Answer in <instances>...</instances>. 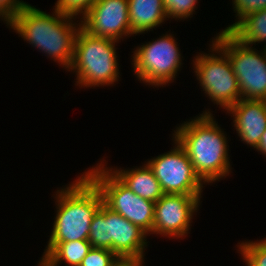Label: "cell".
Listing matches in <instances>:
<instances>
[{
  "instance_id": "cell-1",
  "label": "cell",
  "mask_w": 266,
  "mask_h": 266,
  "mask_svg": "<svg viewBox=\"0 0 266 266\" xmlns=\"http://www.w3.org/2000/svg\"><path fill=\"white\" fill-rule=\"evenodd\" d=\"M172 135L190 158L195 174L204 184L209 185L229 176L232 168L227 135L209 109L194 119L184 121Z\"/></svg>"
},
{
  "instance_id": "cell-2",
  "label": "cell",
  "mask_w": 266,
  "mask_h": 266,
  "mask_svg": "<svg viewBox=\"0 0 266 266\" xmlns=\"http://www.w3.org/2000/svg\"><path fill=\"white\" fill-rule=\"evenodd\" d=\"M54 9L50 15L30 4L23 7L7 24L16 34L33 47L41 50L66 70L69 69L81 20Z\"/></svg>"
},
{
  "instance_id": "cell-3",
  "label": "cell",
  "mask_w": 266,
  "mask_h": 266,
  "mask_svg": "<svg viewBox=\"0 0 266 266\" xmlns=\"http://www.w3.org/2000/svg\"><path fill=\"white\" fill-rule=\"evenodd\" d=\"M55 193L56 215L48 242L88 240L91 220L103 204L101 192L84 174Z\"/></svg>"
},
{
  "instance_id": "cell-4",
  "label": "cell",
  "mask_w": 266,
  "mask_h": 266,
  "mask_svg": "<svg viewBox=\"0 0 266 266\" xmlns=\"http://www.w3.org/2000/svg\"><path fill=\"white\" fill-rule=\"evenodd\" d=\"M118 41L95 37L82 27L77 33L72 63L67 71L75 73V85L99 87L114 85L119 80Z\"/></svg>"
},
{
  "instance_id": "cell-5",
  "label": "cell",
  "mask_w": 266,
  "mask_h": 266,
  "mask_svg": "<svg viewBox=\"0 0 266 266\" xmlns=\"http://www.w3.org/2000/svg\"><path fill=\"white\" fill-rule=\"evenodd\" d=\"M105 166L106 162L104 164L101 160L84 174L99 189L106 207L150 236L154 223L155 203L133 193Z\"/></svg>"
},
{
  "instance_id": "cell-6",
  "label": "cell",
  "mask_w": 266,
  "mask_h": 266,
  "mask_svg": "<svg viewBox=\"0 0 266 266\" xmlns=\"http://www.w3.org/2000/svg\"><path fill=\"white\" fill-rule=\"evenodd\" d=\"M228 56L237 77L241 99L266 100V50L241 43L230 32L212 39Z\"/></svg>"
},
{
  "instance_id": "cell-7",
  "label": "cell",
  "mask_w": 266,
  "mask_h": 266,
  "mask_svg": "<svg viewBox=\"0 0 266 266\" xmlns=\"http://www.w3.org/2000/svg\"><path fill=\"white\" fill-rule=\"evenodd\" d=\"M209 51L194 57L193 70L205 96L227 111L241 99L239 83L228 56L213 40Z\"/></svg>"
},
{
  "instance_id": "cell-8",
  "label": "cell",
  "mask_w": 266,
  "mask_h": 266,
  "mask_svg": "<svg viewBox=\"0 0 266 266\" xmlns=\"http://www.w3.org/2000/svg\"><path fill=\"white\" fill-rule=\"evenodd\" d=\"M174 34L166 33L144 43L133 51L132 67L140 82L160 87L176 79L182 66V54Z\"/></svg>"
},
{
  "instance_id": "cell-9",
  "label": "cell",
  "mask_w": 266,
  "mask_h": 266,
  "mask_svg": "<svg viewBox=\"0 0 266 266\" xmlns=\"http://www.w3.org/2000/svg\"><path fill=\"white\" fill-rule=\"evenodd\" d=\"M175 145L147 163L153 170L164 194L201 195L204 183L195 174L190 158L172 138Z\"/></svg>"
},
{
  "instance_id": "cell-10",
  "label": "cell",
  "mask_w": 266,
  "mask_h": 266,
  "mask_svg": "<svg viewBox=\"0 0 266 266\" xmlns=\"http://www.w3.org/2000/svg\"><path fill=\"white\" fill-rule=\"evenodd\" d=\"M201 198V195L164 194L155 202L151 234L172 239L185 238L190 233Z\"/></svg>"
},
{
  "instance_id": "cell-11",
  "label": "cell",
  "mask_w": 266,
  "mask_h": 266,
  "mask_svg": "<svg viewBox=\"0 0 266 266\" xmlns=\"http://www.w3.org/2000/svg\"><path fill=\"white\" fill-rule=\"evenodd\" d=\"M80 20L82 28L95 37L119 42L134 35L129 23L128 0H97Z\"/></svg>"
},
{
  "instance_id": "cell-12",
  "label": "cell",
  "mask_w": 266,
  "mask_h": 266,
  "mask_svg": "<svg viewBox=\"0 0 266 266\" xmlns=\"http://www.w3.org/2000/svg\"><path fill=\"white\" fill-rule=\"evenodd\" d=\"M109 250L122 261H145L147 234L120 214L108 208Z\"/></svg>"
},
{
  "instance_id": "cell-13",
  "label": "cell",
  "mask_w": 266,
  "mask_h": 266,
  "mask_svg": "<svg viewBox=\"0 0 266 266\" xmlns=\"http://www.w3.org/2000/svg\"><path fill=\"white\" fill-rule=\"evenodd\" d=\"M226 113L234 117L233 126L241 141L256 149L266 131V100L240 99Z\"/></svg>"
},
{
  "instance_id": "cell-14",
  "label": "cell",
  "mask_w": 266,
  "mask_h": 266,
  "mask_svg": "<svg viewBox=\"0 0 266 266\" xmlns=\"http://www.w3.org/2000/svg\"><path fill=\"white\" fill-rule=\"evenodd\" d=\"M109 170L133 193L144 199L155 203L164 195L159 181L147 162L142 167L132 169L109 167Z\"/></svg>"
},
{
  "instance_id": "cell-15",
  "label": "cell",
  "mask_w": 266,
  "mask_h": 266,
  "mask_svg": "<svg viewBox=\"0 0 266 266\" xmlns=\"http://www.w3.org/2000/svg\"><path fill=\"white\" fill-rule=\"evenodd\" d=\"M128 13L131 32L135 35L148 33L167 19L163 0H128Z\"/></svg>"
},
{
  "instance_id": "cell-16",
  "label": "cell",
  "mask_w": 266,
  "mask_h": 266,
  "mask_svg": "<svg viewBox=\"0 0 266 266\" xmlns=\"http://www.w3.org/2000/svg\"><path fill=\"white\" fill-rule=\"evenodd\" d=\"M38 266H79L92 248L88 240L48 242ZM64 261V262H63Z\"/></svg>"
},
{
  "instance_id": "cell-17",
  "label": "cell",
  "mask_w": 266,
  "mask_h": 266,
  "mask_svg": "<svg viewBox=\"0 0 266 266\" xmlns=\"http://www.w3.org/2000/svg\"><path fill=\"white\" fill-rule=\"evenodd\" d=\"M230 33L241 43L252 46L266 42V9L244 17ZM266 45H264V48Z\"/></svg>"
},
{
  "instance_id": "cell-18",
  "label": "cell",
  "mask_w": 266,
  "mask_h": 266,
  "mask_svg": "<svg viewBox=\"0 0 266 266\" xmlns=\"http://www.w3.org/2000/svg\"><path fill=\"white\" fill-rule=\"evenodd\" d=\"M88 241L94 248L109 250L108 207L104 204L101 205L100 209L91 220Z\"/></svg>"
},
{
  "instance_id": "cell-19",
  "label": "cell",
  "mask_w": 266,
  "mask_h": 266,
  "mask_svg": "<svg viewBox=\"0 0 266 266\" xmlns=\"http://www.w3.org/2000/svg\"><path fill=\"white\" fill-rule=\"evenodd\" d=\"M247 266H266V238L257 241H243L237 245Z\"/></svg>"
},
{
  "instance_id": "cell-20",
  "label": "cell",
  "mask_w": 266,
  "mask_h": 266,
  "mask_svg": "<svg viewBox=\"0 0 266 266\" xmlns=\"http://www.w3.org/2000/svg\"><path fill=\"white\" fill-rule=\"evenodd\" d=\"M121 262L111 250L92 247L79 266H118Z\"/></svg>"
},
{
  "instance_id": "cell-21",
  "label": "cell",
  "mask_w": 266,
  "mask_h": 266,
  "mask_svg": "<svg viewBox=\"0 0 266 266\" xmlns=\"http://www.w3.org/2000/svg\"><path fill=\"white\" fill-rule=\"evenodd\" d=\"M167 18L181 20L191 18L196 10L198 0H163Z\"/></svg>"
},
{
  "instance_id": "cell-22",
  "label": "cell",
  "mask_w": 266,
  "mask_h": 266,
  "mask_svg": "<svg viewBox=\"0 0 266 266\" xmlns=\"http://www.w3.org/2000/svg\"><path fill=\"white\" fill-rule=\"evenodd\" d=\"M96 1L97 0H57L54 8L64 15L79 19L80 16L83 18L87 14Z\"/></svg>"
},
{
  "instance_id": "cell-23",
  "label": "cell",
  "mask_w": 266,
  "mask_h": 266,
  "mask_svg": "<svg viewBox=\"0 0 266 266\" xmlns=\"http://www.w3.org/2000/svg\"><path fill=\"white\" fill-rule=\"evenodd\" d=\"M233 9L236 13V22L222 31L230 32L244 17L257 11L266 9V0H232Z\"/></svg>"
},
{
  "instance_id": "cell-24",
  "label": "cell",
  "mask_w": 266,
  "mask_h": 266,
  "mask_svg": "<svg viewBox=\"0 0 266 266\" xmlns=\"http://www.w3.org/2000/svg\"><path fill=\"white\" fill-rule=\"evenodd\" d=\"M28 3L20 0H0V18L8 24Z\"/></svg>"
},
{
  "instance_id": "cell-25",
  "label": "cell",
  "mask_w": 266,
  "mask_h": 266,
  "mask_svg": "<svg viewBox=\"0 0 266 266\" xmlns=\"http://www.w3.org/2000/svg\"><path fill=\"white\" fill-rule=\"evenodd\" d=\"M256 150L266 156V131L262 134Z\"/></svg>"
},
{
  "instance_id": "cell-26",
  "label": "cell",
  "mask_w": 266,
  "mask_h": 266,
  "mask_svg": "<svg viewBox=\"0 0 266 266\" xmlns=\"http://www.w3.org/2000/svg\"><path fill=\"white\" fill-rule=\"evenodd\" d=\"M144 261H122L118 266H144Z\"/></svg>"
}]
</instances>
